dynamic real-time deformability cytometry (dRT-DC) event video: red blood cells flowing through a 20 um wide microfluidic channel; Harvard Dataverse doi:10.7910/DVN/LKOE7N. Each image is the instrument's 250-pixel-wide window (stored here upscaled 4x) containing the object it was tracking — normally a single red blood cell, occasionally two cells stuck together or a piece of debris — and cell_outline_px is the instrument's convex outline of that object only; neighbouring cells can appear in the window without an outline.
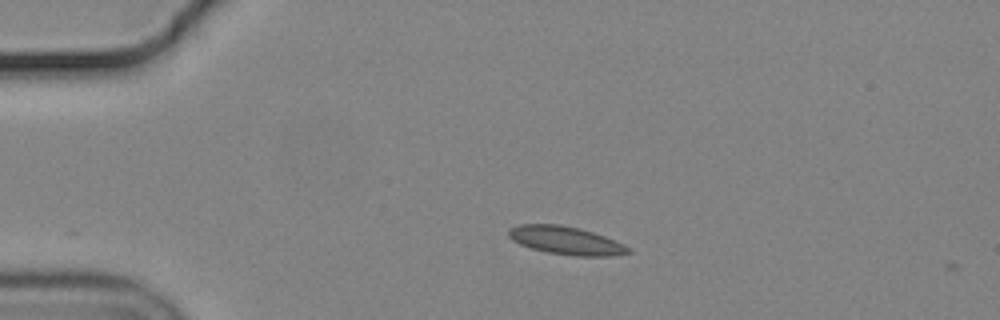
{"species": "common noctule bat (a hibernating species)", "species_latin": "Nyctalus noctula", "temperature_condition": "cold", "stored_images_in_passage": 2, "camera_frame_rate_fps": 3000, "um_per_image_px": 0.085, "animal": {"sex": "male", "body_mass_g": 19.2, "forearm_length_mm": 51.8}, "frame": {"image": 1, "passage_image": 1, "time_ms": 0.0, "image_size_px": [1000, 320], "cell_outline_px": [[632, 252], [612, 256], [576, 256], [548, 252], [532, 248], [520, 244], [512, 240], [508, 236], [508, 232], [512, 228], [520, 224], [560, 224], [580, 228], [604, 236], [624, 244]], "centroid_in_image_um": [48.11, 20.44], "position_along_channel_um": 36.9, "area_um2": 19.42}}